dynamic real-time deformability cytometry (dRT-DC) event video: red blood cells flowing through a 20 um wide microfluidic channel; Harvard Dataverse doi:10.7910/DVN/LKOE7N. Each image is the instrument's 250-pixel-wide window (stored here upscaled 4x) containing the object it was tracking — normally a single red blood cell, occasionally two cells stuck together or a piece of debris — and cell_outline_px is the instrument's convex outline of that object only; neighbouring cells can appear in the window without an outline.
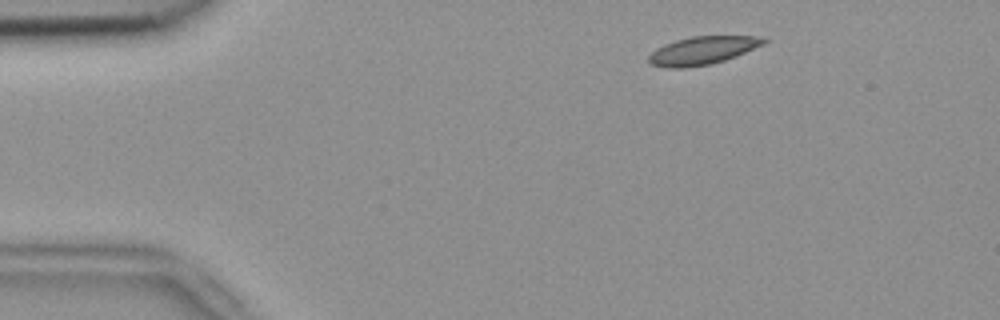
{"species": "common noctule bat (a hibernating species)", "species_latin": "Nyctalus noctula", "temperature_condition": "room temperature", "stored_images_in_passage": 46, "camera_frame_rate_fps": 3000, "um_per_image_px": 0.085, "animal": {"sex": "female", "body_mass_g": 18.4}, "frame": {"image": 1, "passage_image": 1, "time_ms": 0.0, "image_size_px": [1000, 320], "cell_outline_px": [[768, 40], [764, 44], [724, 60], [708, 64], [684, 68], [668, 68], [652, 64], [648, 60], [648, 56], [656, 48], [664, 44], [676, 40], [692, 36], [768, 36]], "centroid_in_image_um": [59.72, 4.27], "position_along_channel_um": 25.3, "area_um2": 18.67}}
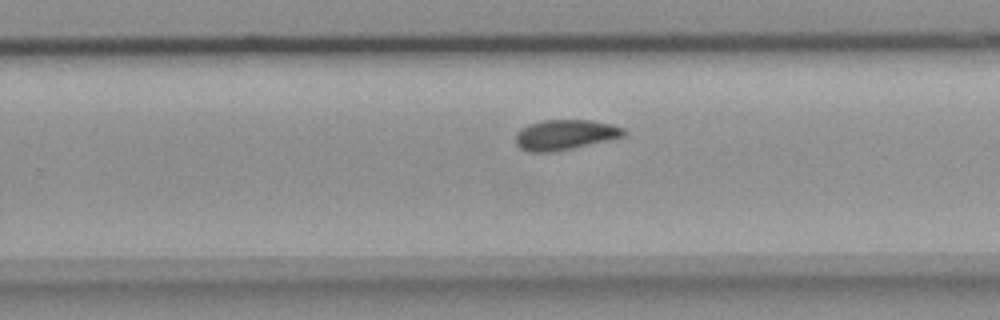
{"frame": {"image": 2, "passage_image": 27, "time_ms": 8.667, "image_size_px": [1000, 320], "cell_outline_px": [[628, 132], [624, 136], [608, 140], [572, 148], [552, 152], [528, 152], [520, 148], [516, 144], [516, 132], [520, 128], [528, 124], [544, 120], [592, 120], [624, 128]], "centroid_in_image_um": [48.0, 11.45], "position_along_channel_um": 281.8, "area_um2": 19.02}}
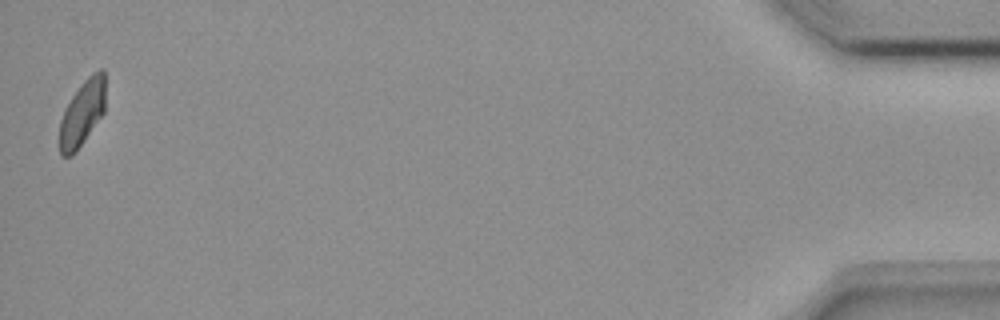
{"frame": {"image": 3, "passage_image": 46, "time_ms": 15.0, "image_size_px": [1000, 320], "cell_outline_px": [[104, 112], [76, 152], [72, 156], [60, 156], [60, 120], [64, 108], [80, 84], [92, 72], [100, 68], [104, 68]], "centroid_in_image_um": [6.98, 9.6], "position_along_channel_um": 428.2, "area_um2": 17.51}, "authors_computed_cell_mechanics": {"area_um2": 18.9584, "velocity_mm_per_s": 3.7581, "shape_relaxation_time_tau1_ms": null, "shape_relaxation_time_tau2_ms": 3.6959, "deformation_change_tau1": null, "deformation_change_tau2": 0.0654}}